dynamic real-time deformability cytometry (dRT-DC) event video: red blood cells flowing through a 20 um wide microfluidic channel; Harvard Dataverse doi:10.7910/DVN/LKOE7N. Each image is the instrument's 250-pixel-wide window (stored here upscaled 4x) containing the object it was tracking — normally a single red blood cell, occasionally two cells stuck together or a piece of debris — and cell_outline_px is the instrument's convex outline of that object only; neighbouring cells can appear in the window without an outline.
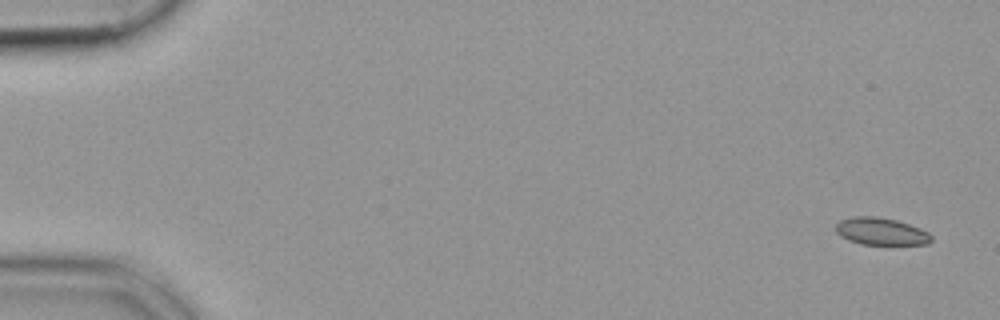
{"species": "common noctule bat (a hibernating species)", "species_latin": "Nyctalus noctula", "temperature_condition": "cold", "stored_images_in_passage": 54, "segment_of_instrument_passage": [1, 2], "camera_frame_rate_fps": 3000, "um_per_image_px": 0.085, "animal": {"sex": "female", "body_mass_g": 19.9}, "frame": {"image": 1, "passage_image": 1, "time_ms": 0.0, "image_size_px": [1000, 320], "cell_outline_px": [[932, 240], [928, 244], [860, 244], [848, 240], [840, 236], [836, 232], [836, 224], [840, 220], [852, 216], [876, 216], [896, 220], [920, 228], [928, 232], [932, 236]], "centroid_in_image_um": [74.87, 19.66], "position_along_channel_um": 10.1, "area_um2": 15.2}}
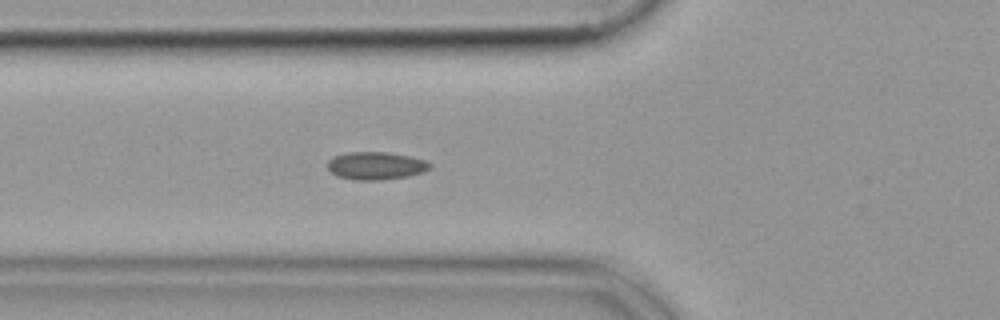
{"frame": {"image": 2, "passage_image": 19, "time_ms": 6.0, "image_size_px": [1000, 320], "cell_outline_px": [[432, 164], [424, 172], [408, 176], [380, 180], [356, 180], [336, 176], [328, 168], [328, 160], [332, 156], [348, 152], [388, 152], [408, 156], [424, 160]], "centroid_in_image_um": [31.92, 14.08], "position_along_channel_um": 93.9, "area_um2": 16.53}}
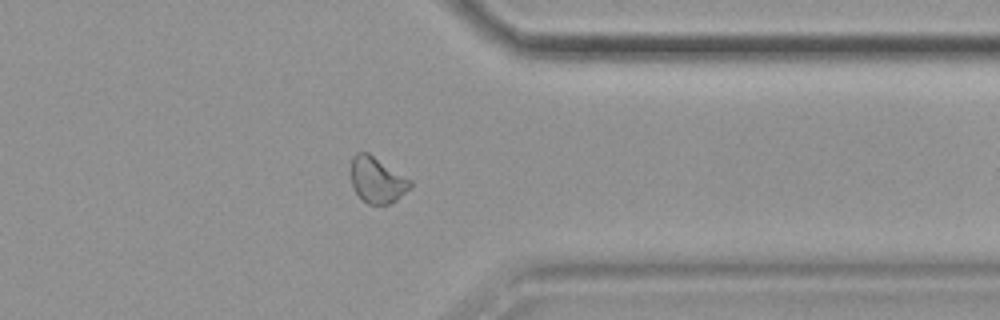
{"frame": {"image": 3, "passage_image": 42, "time_ms": 13.667, "image_size_px": [1000, 320], "cell_outline_px": [[412, 184], [396, 200], [388, 204], [368, 204], [352, 188], [352, 156], [356, 152], [368, 152], [412, 180]], "centroid_in_image_um": [32.04, 15.28], "position_along_channel_um": 379.4, "area_um2": 15.61}}